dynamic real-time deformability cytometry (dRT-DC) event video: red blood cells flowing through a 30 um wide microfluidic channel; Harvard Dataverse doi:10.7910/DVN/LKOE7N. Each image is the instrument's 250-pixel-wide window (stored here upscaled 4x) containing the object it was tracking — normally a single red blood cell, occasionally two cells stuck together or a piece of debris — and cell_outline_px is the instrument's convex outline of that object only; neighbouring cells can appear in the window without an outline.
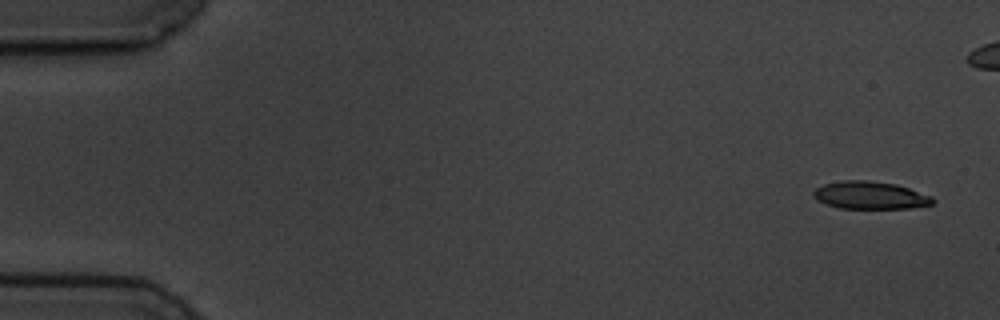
{"species": "common noctule bat (a hibernating species)", "species_latin": "Nyctalus noctula", "temperature_condition": "cold", "stored_images_in_passage": 5, "camera_frame_rate_fps": 3000, "um_per_image_px": 0.085, "animal": {"sex": "male", "body_mass_g": 19.5, "forearm_length_mm": 54.6}, "frame": {"image": 1, "passage_image": 1, "time_ms": 0.0, "image_size_px": [1000, 320], "cell_outline_px": [[936, 200], [932, 204], [908, 208], [840, 208], [816, 200], [812, 196], [812, 192], [816, 188], [824, 184], [844, 180], [868, 180], [896, 184], [932, 196]], "centroid_in_image_um": [73.95, 16.59], "position_along_channel_um": 11.1, "area_um2": 19.13}}